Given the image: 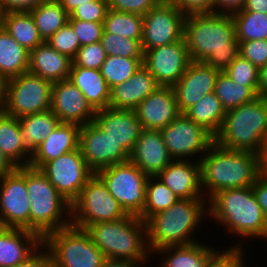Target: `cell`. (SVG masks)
<instances>
[{
    "mask_svg": "<svg viewBox=\"0 0 267 267\" xmlns=\"http://www.w3.org/2000/svg\"><path fill=\"white\" fill-rule=\"evenodd\" d=\"M160 132L173 160H191L196 156L195 161L199 162L215 142L210 132L184 114H180Z\"/></svg>",
    "mask_w": 267,
    "mask_h": 267,
    "instance_id": "cell-12",
    "label": "cell"
},
{
    "mask_svg": "<svg viewBox=\"0 0 267 267\" xmlns=\"http://www.w3.org/2000/svg\"><path fill=\"white\" fill-rule=\"evenodd\" d=\"M207 203L208 200L205 197L179 199L168 209L151 216L146 221L147 243L151 255L166 246L199 242L193 238V234L199 231L202 221L208 219Z\"/></svg>",
    "mask_w": 267,
    "mask_h": 267,
    "instance_id": "cell-4",
    "label": "cell"
},
{
    "mask_svg": "<svg viewBox=\"0 0 267 267\" xmlns=\"http://www.w3.org/2000/svg\"><path fill=\"white\" fill-rule=\"evenodd\" d=\"M26 188L30 202V230L42 239L71 224V204L49 182L41 170L26 166Z\"/></svg>",
    "mask_w": 267,
    "mask_h": 267,
    "instance_id": "cell-7",
    "label": "cell"
},
{
    "mask_svg": "<svg viewBox=\"0 0 267 267\" xmlns=\"http://www.w3.org/2000/svg\"><path fill=\"white\" fill-rule=\"evenodd\" d=\"M214 0H175L173 4L185 15L213 13Z\"/></svg>",
    "mask_w": 267,
    "mask_h": 267,
    "instance_id": "cell-50",
    "label": "cell"
},
{
    "mask_svg": "<svg viewBox=\"0 0 267 267\" xmlns=\"http://www.w3.org/2000/svg\"><path fill=\"white\" fill-rule=\"evenodd\" d=\"M78 148L85 163L94 173L105 167L128 161L130 157L94 122L80 126Z\"/></svg>",
    "mask_w": 267,
    "mask_h": 267,
    "instance_id": "cell-16",
    "label": "cell"
},
{
    "mask_svg": "<svg viewBox=\"0 0 267 267\" xmlns=\"http://www.w3.org/2000/svg\"><path fill=\"white\" fill-rule=\"evenodd\" d=\"M246 0H214L213 13L232 15L242 10Z\"/></svg>",
    "mask_w": 267,
    "mask_h": 267,
    "instance_id": "cell-53",
    "label": "cell"
},
{
    "mask_svg": "<svg viewBox=\"0 0 267 267\" xmlns=\"http://www.w3.org/2000/svg\"><path fill=\"white\" fill-rule=\"evenodd\" d=\"M40 170L70 204L79 197L82 188L95 174L85 163L79 148L47 162Z\"/></svg>",
    "mask_w": 267,
    "mask_h": 267,
    "instance_id": "cell-13",
    "label": "cell"
},
{
    "mask_svg": "<svg viewBox=\"0 0 267 267\" xmlns=\"http://www.w3.org/2000/svg\"><path fill=\"white\" fill-rule=\"evenodd\" d=\"M208 212L210 219L240 238L231 247L245 249L246 238L267 240V222L252 186L217 192L208 200Z\"/></svg>",
    "mask_w": 267,
    "mask_h": 267,
    "instance_id": "cell-3",
    "label": "cell"
},
{
    "mask_svg": "<svg viewBox=\"0 0 267 267\" xmlns=\"http://www.w3.org/2000/svg\"><path fill=\"white\" fill-rule=\"evenodd\" d=\"M0 149L16 167L30 165L32 153L24 145L20 121L4 112L0 113Z\"/></svg>",
    "mask_w": 267,
    "mask_h": 267,
    "instance_id": "cell-30",
    "label": "cell"
},
{
    "mask_svg": "<svg viewBox=\"0 0 267 267\" xmlns=\"http://www.w3.org/2000/svg\"><path fill=\"white\" fill-rule=\"evenodd\" d=\"M221 71L201 61H191L180 80L173 86L179 111L183 114L206 94L214 92Z\"/></svg>",
    "mask_w": 267,
    "mask_h": 267,
    "instance_id": "cell-18",
    "label": "cell"
},
{
    "mask_svg": "<svg viewBox=\"0 0 267 267\" xmlns=\"http://www.w3.org/2000/svg\"><path fill=\"white\" fill-rule=\"evenodd\" d=\"M235 24L236 39L240 42L267 40V14L239 10L231 15Z\"/></svg>",
    "mask_w": 267,
    "mask_h": 267,
    "instance_id": "cell-38",
    "label": "cell"
},
{
    "mask_svg": "<svg viewBox=\"0 0 267 267\" xmlns=\"http://www.w3.org/2000/svg\"><path fill=\"white\" fill-rule=\"evenodd\" d=\"M134 110L142 128L148 130H161L181 114L170 86H159Z\"/></svg>",
    "mask_w": 267,
    "mask_h": 267,
    "instance_id": "cell-21",
    "label": "cell"
},
{
    "mask_svg": "<svg viewBox=\"0 0 267 267\" xmlns=\"http://www.w3.org/2000/svg\"><path fill=\"white\" fill-rule=\"evenodd\" d=\"M240 55L260 69L267 63V40L240 42Z\"/></svg>",
    "mask_w": 267,
    "mask_h": 267,
    "instance_id": "cell-48",
    "label": "cell"
},
{
    "mask_svg": "<svg viewBox=\"0 0 267 267\" xmlns=\"http://www.w3.org/2000/svg\"><path fill=\"white\" fill-rule=\"evenodd\" d=\"M103 28L110 34L130 39H142L143 16L108 9Z\"/></svg>",
    "mask_w": 267,
    "mask_h": 267,
    "instance_id": "cell-39",
    "label": "cell"
},
{
    "mask_svg": "<svg viewBox=\"0 0 267 267\" xmlns=\"http://www.w3.org/2000/svg\"><path fill=\"white\" fill-rule=\"evenodd\" d=\"M72 63L44 41L29 52L28 72L54 83L69 78Z\"/></svg>",
    "mask_w": 267,
    "mask_h": 267,
    "instance_id": "cell-27",
    "label": "cell"
},
{
    "mask_svg": "<svg viewBox=\"0 0 267 267\" xmlns=\"http://www.w3.org/2000/svg\"><path fill=\"white\" fill-rule=\"evenodd\" d=\"M5 80L0 78V113L4 111Z\"/></svg>",
    "mask_w": 267,
    "mask_h": 267,
    "instance_id": "cell-61",
    "label": "cell"
},
{
    "mask_svg": "<svg viewBox=\"0 0 267 267\" xmlns=\"http://www.w3.org/2000/svg\"><path fill=\"white\" fill-rule=\"evenodd\" d=\"M29 51L3 27L0 29V78L5 81L28 72Z\"/></svg>",
    "mask_w": 267,
    "mask_h": 267,
    "instance_id": "cell-31",
    "label": "cell"
},
{
    "mask_svg": "<svg viewBox=\"0 0 267 267\" xmlns=\"http://www.w3.org/2000/svg\"><path fill=\"white\" fill-rule=\"evenodd\" d=\"M223 72L237 84L258 87L259 69L240 54Z\"/></svg>",
    "mask_w": 267,
    "mask_h": 267,
    "instance_id": "cell-42",
    "label": "cell"
},
{
    "mask_svg": "<svg viewBox=\"0 0 267 267\" xmlns=\"http://www.w3.org/2000/svg\"><path fill=\"white\" fill-rule=\"evenodd\" d=\"M62 7L70 14L77 6L87 4V2L94 0H57Z\"/></svg>",
    "mask_w": 267,
    "mask_h": 267,
    "instance_id": "cell-60",
    "label": "cell"
},
{
    "mask_svg": "<svg viewBox=\"0 0 267 267\" xmlns=\"http://www.w3.org/2000/svg\"><path fill=\"white\" fill-rule=\"evenodd\" d=\"M258 155L261 172L263 174H267V134L264 137L263 144Z\"/></svg>",
    "mask_w": 267,
    "mask_h": 267,
    "instance_id": "cell-59",
    "label": "cell"
},
{
    "mask_svg": "<svg viewBox=\"0 0 267 267\" xmlns=\"http://www.w3.org/2000/svg\"><path fill=\"white\" fill-rule=\"evenodd\" d=\"M86 230L106 258L148 260L150 257L147 224L138 216L90 224Z\"/></svg>",
    "mask_w": 267,
    "mask_h": 267,
    "instance_id": "cell-5",
    "label": "cell"
},
{
    "mask_svg": "<svg viewBox=\"0 0 267 267\" xmlns=\"http://www.w3.org/2000/svg\"><path fill=\"white\" fill-rule=\"evenodd\" d=\"M147 263V260L106 258L100 267H142Z\"/></svg>",
    "mask_w": 267,
    "mask_h": 267,
    "instance_id": "cell-55",
    "label": "cell"
},
{
    "mask_svg": "<svg viewBox=\"0 0 267 267\" xmlns=\"http://www.w3.org/2000/svg\"><path fill=\"white\" fill-rule=\"evenodd\" d=\"M53 267H100L106 259L84 228L70 224L43 238Z\"/></svg>",
    "mask_w": 267,
    "mask_h": 267,
    "instance_id": "cell-8",
    "label": "cell"
},
{
    "mask_svg": "<svg viewBox=\"0 0 267 267\" xmlns=\"http://www.w3.org/2000/svg\"><path fill=\"white\" fill-rule=\"evenodd\" d=\"M190 63L191 58L184 38L144 52L143 66L160 86L173 87Z\"/></svg>",
    "mask_w": 267,
    "mask_h": 267,
    "instance_id": "cell-17",
    "label": "cell"
},
{
    "mask_svg": "<svg viewBox=\"0 0 267 267\" xmlns=\"http://www.w3.org/2000/svg\"><path fill=\"white\" fill-rule=\"evenodd\" d=\"M199 164L201 190L207 200L219 191L252 186L262 174L258 154L226 149L216 142Z\"/></svg>",
    "mask_w": 267,
    "mask_h": 267,
    "instance_id": "cell-2",
    "label": "cell"
},
{
    "mask_svg": "<svg viewBox=\"0 0 267 267\" xmlns=\"http://www.w3.org/2000/svg\"><path fill=\"white\" fill-rule=\"evenodd\" d=\"M106 53L101 42L81 46L72 60V67H84L100 70L106 59Z\"/></svg>",
    "mask_w": 267,
    "mask_h": 267,
    "instance_id": "cell-44",
    "label": "cell"
},
{
    "mask_svg": "<svg viewBox=\"0 0 267 267\" xmlns=\"http://www.w3.org/2000/svg\"><path fill=\"white\" fill-rule=\"evenodd\" d=\"M51 111L60 122L85 125L93 122L96 111L83 93L68 79L52 85Z\"/></svg>",
    "mask_w": 267,
    "mask_h": 267,
    "instance_id": "cell-19",
    "label": "cell"
},
{
    "mask_svg": "<svg viewBox=\"0 0 267 267\" xmlns=\"http://www.w3.org/2000/svg\"><path fill=\"white\" fill-rule=\"evenodd\" d=\"M80 125L60 122L56 129L32 153L30 167L41 169L47 162L78 149Z\"/></svg>",
    "mask_w": 267,
    "mask_h": 267,
    "instance_id": "cell-25",
    "label": "cell"
},
{
    "mask_svg": "<svg viewBox=\"0 0 267 267\" xmlns=\"http://www.w3.org/2000/svg\"><path fill=\"white\" fill-rule=\"evenodd\" d=\"M39 35L43 41H47L61 27L68 23L69 14L57 0L41 2L29 10Z\"/></svg>",
    "mask_w": 267,
    "mask_h": 267,
    "instance_id": "cell-35",
    "label": "cell"
},
{
    "mask_svg": "<svg viewBox=\"0 0 267 267\" xmlns=\"http://www.w3.org/2000/svg\"><path fill=\"white\" fill-rule=\"evenodd\" d=\"M183 38L191 61H201L223 72L240 54L231 15H186Z\"/></svg>",
    "mask_w": 267,
    "mask_h": 267,
    "instance_id": "cell-1",
    "label": "cell"
},
{
    "mask_svg": "<svg viewBox=\"0 0 267 267\" xmlns=\"http://www.w3.org/2000/svg\"><path fill=\"white\" fill-rule=\"evenodd\" d=\"M214 93L226 111L252 102L259 97L258 87L237 84L224 72H220L217 76Z\"/></svg>",
    "mask_w": 267,
    "mask_h": 267,
    "instance_id": "cell-36",
    "label": "cell"
},
{
    "mask_svg": "<svg viewBox=\"0 0 267 267\" xmlns=\"http://www.w3.org/2000/svg\"><path fill=\"white\" fill-rule=\"evenodd\" d=\"M129 160L148 176H157L173 161L160 130L148 129H142Z\"/></svg>",
    "mask_w": 267,
    "mask_h": 267,
    "instance_id": "cell-22",
    "label": "cell"
},
{
    "mask_svg": "<svg viewBox=\"0 0 267 267\" xmlns=\"http://www.w3.org/2000/svg\"><path fill=\"white\" fill-rule=\"evenodd\" d=\"M17 167L0 149V177L13 172Z\"/></svg>",
    "mask_w": 267,
    "mask_h": 267,
    "instance_id": "cell-58",
    "label": "cell"
},
{
    "mask_svg": "<svg viewBox=\"0 0 267 267\" xmlns=\"http://www.w3.org/2000/svg\"><path fill=\"white\" fill-rule=\"evenodd\" d=\"M267 134V97L226 111L223 125L215 142L230 150H244L259 154Z\"/></svg>",
    "mask_w": 267,
    "mask_h": 267,
    "instance_id": "cell-6",
    "label": "cell"
},
{
    "mask_svg": "<svg viewBox=\"0 0 267 267\" xmlns=\"http://www.w3.org/2000/svg\"><path fill=\"white\" fill-rule=\"evenodd\" d=\"M243 10L267 14V0H246Z\"/></svg>",
    "mask_w": 267,
    "mask_h": 267,
    "instance_id": "cell-56",
    "label": "cell"
},
{
    "mask_svg": "<svg viewBox=\"0 0 267 267\" xmlns=\"http://www.w3.org/2000/svg\"><path fill=\"white\" fill-rule=\"evenodd\" d=\"M185 18L173 3H157L143 15V51L182 40Z\"/></svg>",
    "mask_w": 267,
    "mask_h": 267,
    "instance_id": "cell-15",
    "label": "cell"
},
{
    "mask_svg": "<svg viewBox=\"0 0 267 267\" xmlns=\"http://www.w3.org/2000/svg\"><path fill=\"white\" fill-rule=\"evenodd\" d=\"M159 86L155 77L142 65L129 80L111 88L109 107L134 110Z\"/></svg>",
    "mask_w": 267,
    "mask_h": 267,
    "instance_id": "cell-26",
    "label": "cell"
},
{
    "mask_svg": "<svg viewBox=\"0 0 267 267\" xmlns=\"http://www.w3.org/2000/svg\"><path fill=\"white\" fill-rule=\"evenodd\" d=\"M68 80L83 93L95 111L109 107L111 89L100 70L71 67Z\"/></svg>",
    "mask_w": 267,
    "mask_h": 267,
    "instance_id": "cell-28",
    "label": "cell"
},
{
    "mask_svg": "<svg viewBox=\"0 0 267 267\" xmlns=\"http://www.w3.org/2000/svg\"><path fill=\"white\" fill-rule=\"evenodd\" d=\"M52 85L30 72L6 80L3 112L19 118L51 110Z\"/></svg>",
    "mask_w": 267,
    "mask_h": 267,
    "instance_id": "cell-11",
    "label": "cell"
},
{
    "mask_svg": "<svg viewBox=\"0 0 267 267\" xmlns=\"http://www.w3.org/2000/svg\"><path fill=\"white\" fill-rule=\"evenodd\" d=\"M258 92L259 96L267 97V63L259 69Z\"/></svg>",
    "mask_w": 267,
    "mask_h": 267,
    "instance_id": "cell-57",
    "label": "cell"
},
{
    "mask_svg": "<svg viewBox=\"0 0 267 267\" xmlns=\"http://www.w3.org/2000/svg\"><path fill=\"white\" fill-rule=\"evenodd\" d=\"M20 267H53V261L48 249L42 244L24 262L20 263Z\"/></svg>",
    "mask_w": 267,
    "mask_h": 267,
    "instance_id": "cell-51",
    "label": "cell"
},
{
    "mask_svg": "<svg viewBox=\"0 0 267 267\" xmlns=\"http://www.w3.org/2000/svg\"><path fill=\"white\" fill-rule=\"evenodd\" d=\"M156 177L180 199L204 198L198 161L173 160Z\"/></svg>",
    "mask_w": 267,
    "mask_h": 267,
    "instance_id": "cell-23",
    "label": "cell"
},
{
    "mask_svg": "<svg viewBox=\"0 0 267 267\" xmlns=\"http://www.w3.org/2000/svg\"><path fill=\"white\" fill-rule=\"evenodd\" d=\"M100 42L107 56L144 59L141 39H130L103 30Z\"/></svg>",
    "mask_w": 267,
    "mask_h": 267,
    "instance_id": "cell-41",
    "label": "cell"
},
{
    "mask_svg": "<svg viewBox=\"0 0 267 267\" xmlns=\"http://www.w3.org/2000/svg\"><path fill=\"white\" fill-rule=\"evenodd\" d=\"M68 23L72 26L81 46L100 42L104 30L103 22L68 19Z\"/></svg>",
    "mask_w": 267,
    "mask_h": 267,
    "instance_id": "cell-45",
    "label": "cell"
},
{
    "mask_svg": "<svg viewBox=\"0 0 267 267\" xmlns=\"http://www.w3.org/2000/svg\"><path fill=\"white\" fill-rule=\"evenodd\" d=\"M180 198L156 176H149L146 185V201L139 216L146 222L154 214L168 209Z\"/></svg>",
    "mask_w": 267,
    "mask_h": 267,
    "instance_id": "cell-37",
    "label": "cell"
},
{
    "mask_svg": "<svg viewBox=\"0 0 267 267\" xmlns=\"http://www.w3.org/2000/svg\"><path fill=\"white\" fill-rule=\"evenodd\" d=\"M42 244L43 239L31 230L0 226V267H16Z\"/></svg>",
    "mask_w": 267,
    "mask_h": 267,
    "instance_id": "cell-24",
    "label": "cell"
},
{
    "mask_svg": "<svg viewBox=\"0 0 267 267\" xmlns=\"http://www.w3.org/2000/svg\"><path fill=\"white\" fill-rule=\"evenodd\" d=\"M158 3H173L175 0H156Z\"/></svg>",
    "mask_w": 267,
    "mask_h": 267,
    "instance_id": "cell-63",
    "label": "cell"
},
{
    "mask_svg": "<svg viewBox=\"0 0 267 267\" xmlns=\"http://www.w3.org/2000/svg\"><path fill=\"white\" fill-rule=\"evenodd\" d=\"M128 215L140 216L146 201L148 175L130 160L95 173Z\"/></svg>",
    "mask_w": 267,
    "mask_h": 267,
    "instance_id": "cell-9",
    "label": "cell"
},
{
    "mask_svg": "<svg viewBox=\"0 0 267 267\" xmlns=\"http://www.w3.org/2000/svg\"><path fill=\"white\" fill-rule=\"evenodd\" d=\"M183 114L215 137L223 125L226 110L222 107L215 93L211 92L206 94V96L201 98Z\"/></svg>",
    "mask_w": 267,
    "mask_h": 267,
    "instance_id": "cell-33",
    "label": "cell"
},
{
    "mask_svg": "<svg viewBox=\"0 0 267 267\" xmlns=\"http://www.w3.org/2000/svg\"><path fill=\"white\" fill-rule=\"evenodd\" d=\"M4 15H5V10H4L3 5L1 4V1H0V29L3 28Z\"/></svg>",
    "mask_w": 267,
    "mask_h": 267,
    "instance_id": "cell-62",
    "label": "cell"
},
{
    "mask_svg": "<svg viewBox=\"0 0 267 267\" xmlns=\"http://www.w3.org/2000/svg\"><path fill=\"white\" fill-rule=\"evenodd\" d=\"M142 65L143 59L106 56L100 72L111 89L115 85L129 80Z\"/></svg>",
    "mask_w": 267,
    "mask_h": 267,
    "instance_id": "cell-40",
    "label": "cell"
},
{
    "mask_svg": "<svg viewBox=\"0 0 267 267\" xmlns=\"http://www.w3.org/2000/svg\"><path fill=\"white\" fill-rule=\"evenodd\" d=\"M252 187L267 222V174L262 173Z\"/></svg>",
    "mask_w": 267,
    "mask_h": 267,
    "instance_id": "cell-52",
    "label": "cell"
},
{
    "mask_svg": "<svg viewBox=\"0 0 267 267\" xmlns=\"http://www.w3.org/2000/svg\"><path fill=\"white\" fill-rule=\"evenodd\" d=\"M128 216L120 203L94 174L71 204V224L86 229L90 224L116 221Z\"/></svg>",
    "mask_w": 267,
    "mask_h": 267,
    "instance_id": "cell-10",
    "label": "cell"
},
{
    "mask_svg": "<svg viewBox=\"0 0 267 267\" xmlns=\"http://www.w3.org/2000/svg\"><path fill=\"white\" fill-rule=\"evenodd\" d=\"M217 251L218 248L216 250L199 241L189 245L166 246L156 250L154 254H161V267H205Z\"/></svg>",
    "mask_w": 267,
    "mask_h": 267,
    "instance_id": "cell-29",
    "label": "cell"
},
{
    "mask_svg": "<svg viewBox=\"0 0 267 267\" xmlns=\"http://www.w3.org/2000/svg\"><path fill=\"white\" fill-rule=\"evenodd\" d=\"M26 188V166L0 177L1 227L30 230V202Z\"/></svg>",
    "mask_w": 267,
    "mask_h": 267,
    "instance_id": "cell-14",
    "label": "cell"
},
{
    "mask_svg": "<svg viewBox=\"0 0 267 267\" xmlns=\"http://www.w3.org/2000/svg\"><path fill=\"white\" fill-rule=\"evenodd\" d=\"M107 3L111 10L143 16L158 2L156 0H107Z\"/></svg>",
    "mask_w": 267,
    "mask_h": 267,
    "instance_id": "cell-49",
    "label": "cell"
},
{
    "mask_svg": "<svg viewBox=\"0 0 267 267\" xmlns=\"http://www.w3.org/2000/svg\"><path fill=\"white\" fill-rule=\"evenodd\" d=\"M93 122L129 155L143 129L135 110L132 109L107 107L97 110Z\"/></svg>",
    "mask_w": 267,
    "mask_h": 267,
    "instance_id": "cell-20",
    "label": "cell"
},
{
    "mask_svg": "<svg viewBox=\"0 0 267 267\" xmlns=\"http://www.w3.org/2000/svg\"><path fill=\"white\" fill-rule=\"evenodd\" d=\"M52 48L73 60L81 47L72 26L67 23L46 41Z\"/></svg>",
    "mask_w": 267,
    "mask_h": 267,
    "instance_id": "cell-43",
    "label": "cell"
},
{
    "mask_svg": "<svg viewBox=\"0 0 267 267\" xmlns=\"http://www.w3.org/2000/svg\"><path fill=\"white\" fill-rule=\"evenodd\" d=\"M5 12L29 11L34 6L47 0H0Z\"/></svg>",
    "mask_w": 267,
    "mask_h": 267,
    "instance_id": "cell-54",
    "label": "cell"
},
{
    "mask_svg": "<svg viewBox=\"0 0 267 267\" xmlns=\"http://www.w3.org/2000/svg\"><path fill=\"white\" fill-rule=\"evenodd\" d=\"M245 250L237 247L217 251L207 262L205 267H248L245 261Z\"/></svg>",
    "mask_w": 267,
    "mask_h": 267,
    "instance_id": "cell-47",
    "label": "cell"
},
{
    "mask_svg": "<svg viewBox=\"0 0 267 267\" xmlns=\"http://www.w3.org/2000/svg\"><path fill=\"white\" fill-rule=\"evenodd\" d=\"M3 27L29 52L44 42L29 11L5 12Z\"/></svg>",
    "mask_w": 267,
    "mask_h": 267,
    "instance_id": "cell-34",
    "label": "cell"
},
{
    "mask_svg": "<svg viewBox=\"0 0 267 267\" xmlns=\"http://www.w3.org/2000/svg\"><path fill=\"white\" fill-rule=\"evenodd\" d=\"M25 147L33 153L59 125V118L51 111L28 114L18 118Z\"/></svg>",
    "mask_w": 267,
    "mask_h": 267,
    "instance_id": "cell-32",
    "label": "cell"
},
{
    "mask_svg": "<svg viewBox=\"0 0 267 267\" xmlns=\"http://www.w3.org/2000/svg\"><path fill=\"white\" fill-rule=\"evenodd\" d=\"M107 0H94L77 6L70 14L69 19H79L90 22H104L108 11Z\"/></svg>",
    "mask_w": 267,
    "mask_h": 267,
    "instance_id": "cell-46",
    "label": "cell"
}]
</instances>
